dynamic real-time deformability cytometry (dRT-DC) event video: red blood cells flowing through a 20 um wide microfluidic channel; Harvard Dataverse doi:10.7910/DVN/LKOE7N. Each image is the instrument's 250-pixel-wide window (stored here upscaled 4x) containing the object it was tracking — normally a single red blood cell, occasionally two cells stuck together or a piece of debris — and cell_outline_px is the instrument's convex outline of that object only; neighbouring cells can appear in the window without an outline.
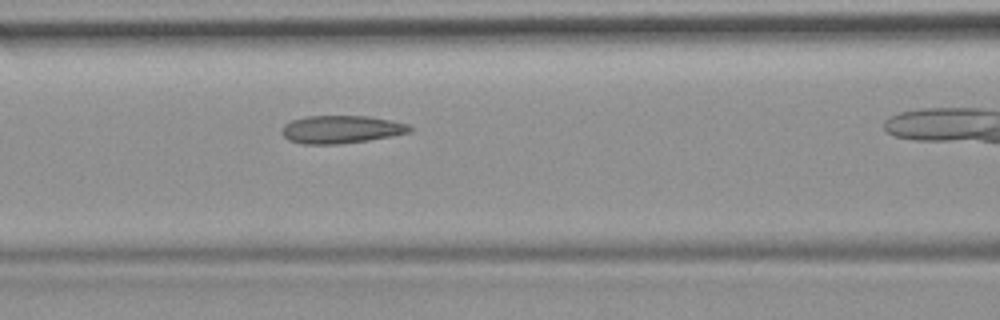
{"species": "common noctule bat (a hibernating species)", "species_latin": "Nyctalus noctula", "temperature_condition": "room temperature", "stored_images_in_passage": 36, "camera_frame_rate_fps": 3000, "um_per_image_px": 0.085, "animal": {"sex": "female", "body_mass_g": 19.9}, "frame": {"image": 1, "passage_image": 16, "time_ms": 5.0, "image_size_px": [1000, 320], "cell_outline_px": [[412, 132], [392, 136], [368, 140], [340, 144], [304, 144], [288, 140], [280, 132], [280, 128], [284, 124], [292, 120], [304, 116], [368, 116], [408, 124], [412, 128]], "centroid_in_image_um": [28.96, 11.0], "position_along_channel_um": 137.6, "area_um2": 20.87}}
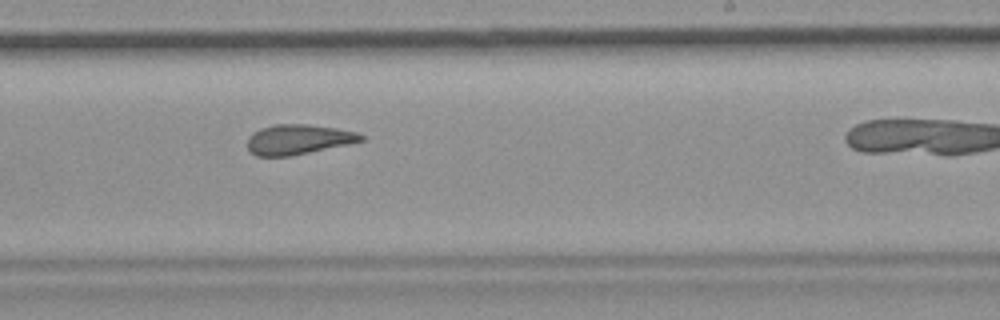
{"frame": {"image": 2, "passage_image": 26, "time_ms": 8.333, "image_size_px": [1000, 320], "cell_outline_px": [[364, 140], [348, 144], [292, 156], [256, 156], [248, 148], [248, 136], [252, 132], [260, 128], [276, 124], [308, 124], [336, 128], [356, 132], [364, 136]], "centroid_in_image_um": [25.33, 11.85], "position_along_channel_um": 263.7, "area_um2": 19.83}}